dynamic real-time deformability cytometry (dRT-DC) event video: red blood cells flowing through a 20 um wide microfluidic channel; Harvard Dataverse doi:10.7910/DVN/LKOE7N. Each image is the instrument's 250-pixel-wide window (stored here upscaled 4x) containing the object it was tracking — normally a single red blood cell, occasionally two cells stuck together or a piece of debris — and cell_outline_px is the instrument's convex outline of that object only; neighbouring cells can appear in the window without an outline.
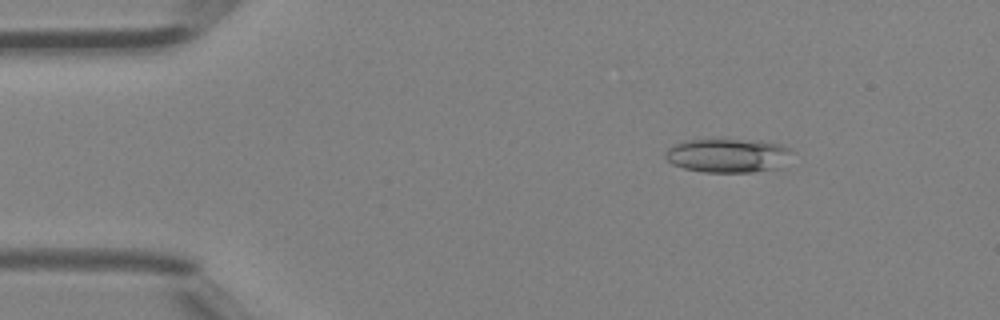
{"species": "Egyptian fruit bat (a non-hibernating species)", "species_latin": "Rousettus aegyptiacus", "temperature_condition": "room temperature", "stored_images_in_passage": 5, "camera_frame_rate_fps": 3000, "um_per_image_px": 0.085, "animal": {"sex": "female"}, "frame": {"image": 1, "passage_image": 3, "time_ms": 0.667, "image_size_px": [1000, 320], "cell_outline_px": [[796, 152], [776, 168], [752, 172], [704, 172], [684, 168], [672, 164], [664, 156], [664, 152], [668, 148], [684, 140], [724, 136], [760, 140], [780, 144]], "centroid_in_image_um": [61.85, 13.15], "position_along_channel_um": 23.2, "area_um2": 26.07}}